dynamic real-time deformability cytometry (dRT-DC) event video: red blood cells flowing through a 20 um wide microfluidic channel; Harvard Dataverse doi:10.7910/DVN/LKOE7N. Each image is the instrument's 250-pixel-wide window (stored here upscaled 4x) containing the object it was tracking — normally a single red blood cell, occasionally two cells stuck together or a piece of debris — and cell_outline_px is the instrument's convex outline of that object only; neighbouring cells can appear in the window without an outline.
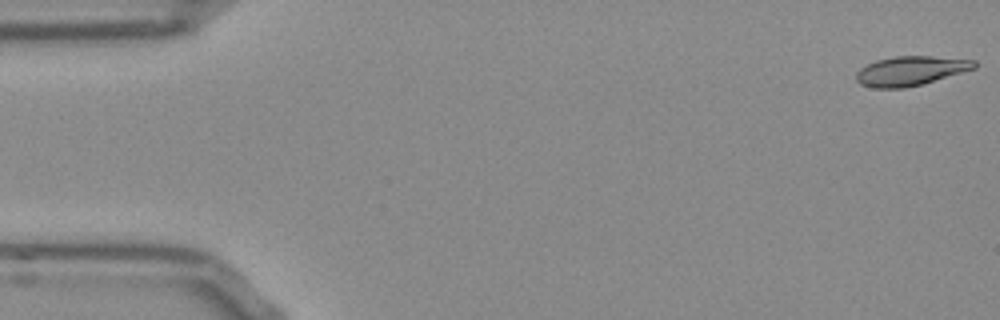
{"species": "Egyptian fruit bat (a non-hibernating species)", "species_latin": "Rousettus aegyptiacus", "temperature_condition": "room temperature", "stored_images_in_passage": 53, "camera_frame_rate_fps": 3000, "um_per_image_px": 0.085, "frame": {"image": 1, "passage_image": 1, "time_ms": 0.0, "image_size_px": [1000, 320], "cell_outline_px": [[976, 68], [920, 84], [904, 88], [872, 88], [860, 84], [856, 80], [856, 72], [860, 68], [876, 60], [896, 56], [932, 56], [976, 60]], "centroid_in_image_um": [77.37, 6.02], "position_along_channel_um": 7.6, "area_um2": 20.06}}
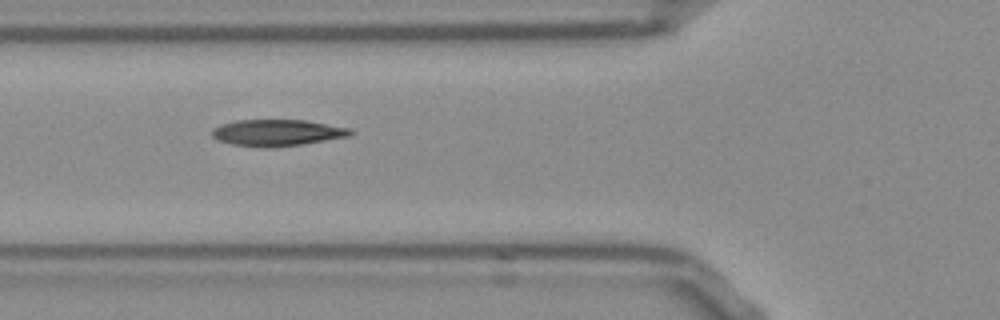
{"frame": {"image": 2, "passage_image": 19, "time_ms": 6.0, "image_size_px": [1000, 320], "cell_outline_px": [[352, 132], [348, 136], [300, 144], [268, 148], [264, 148], [232, 144], [220, 140], [212, 136], [212, 128], [220, 124], [236, 120], [304, 120], [352, 128]], "centroid_in_image_um": [23.52, 11.27], "position_along_channel_um": 102.3, "area_um2": 21.15}}
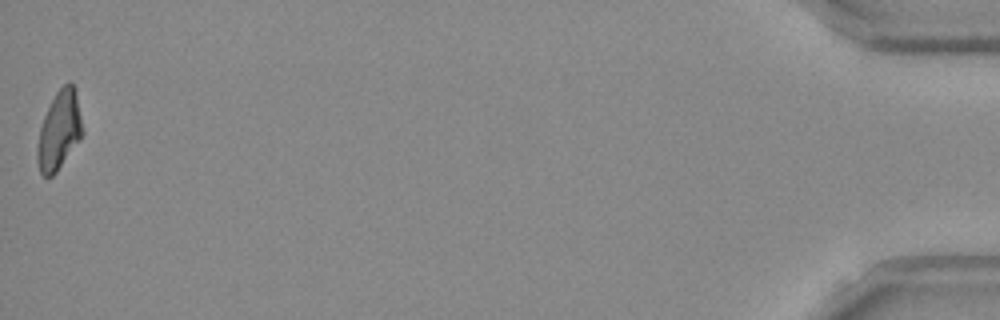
{"frame": {"image": 3, "passage_image": 53, "time_ms": 17.333, "image_size_px": [1000, 320], "cell_outline_px": [[84, 132], [80, 140], [56, 172], [52, 176], [44, 176], [40, 172], [36, 160], [36, 148], [40, 128], [44, 116], [56, 92], [68, 80], [72, 80], [76, 88]], "centroid_in_image_um": [5.05, 11.06], "position_along_channel_um": 430.2, "area_um2": 20.92}, "authors_computed_cell_mechanics": {"area_um2": 20.808, "velocity_mm_per_s": 3.7951, "shape_relaxation_time_tau1_ms": 5.7857, "shape_relaxation_time_tau2_ms": 2.3695, "deformation_change_tau1": 0.1985, "deformation_change_tau2": 0.0905}}